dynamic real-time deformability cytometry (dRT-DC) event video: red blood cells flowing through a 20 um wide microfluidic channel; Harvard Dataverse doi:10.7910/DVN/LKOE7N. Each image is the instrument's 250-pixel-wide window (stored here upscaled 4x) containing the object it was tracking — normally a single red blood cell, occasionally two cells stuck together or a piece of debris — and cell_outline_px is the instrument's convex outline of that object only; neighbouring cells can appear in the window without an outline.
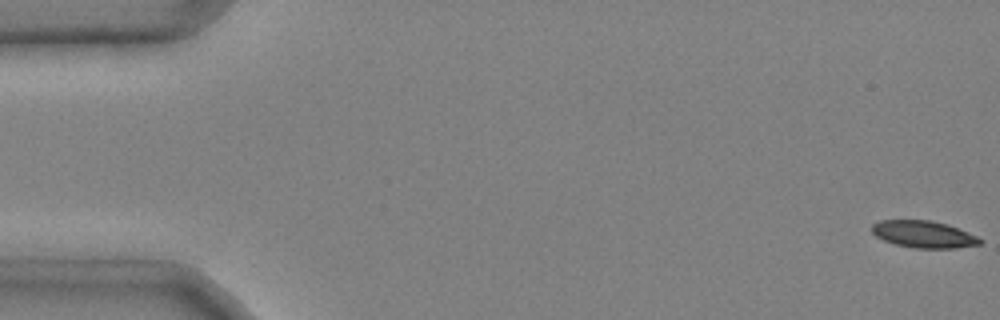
{"species": "common noctule bat (a hibernating species)", "species_latin": "Nyctalus noctula", "temperature_condition": "cold", "stored_images_in_passage": 31, "camera_frame_rate_fps": 3000, "um_per_image_px": 0.085, "animal": {"sex": "male", "body_mass_g": 20.4}, "frame": {"image": 1, "passage_image": 1, "time_ms": 0.0, "image_size_px": [1000, 320], "cell_outline_px": [[984, 240], [980, 244], [956, 248], [912, 248], [896, 244], [884, 240], [876, 236], [872, 232], [872, 224], [880, 220], [932, 220], [948, 224], [976, 236]], "centroid_in_image_um": [78.51, 19.91], "position_along_channel_um": 6.5, "area_um2": 16.99}}
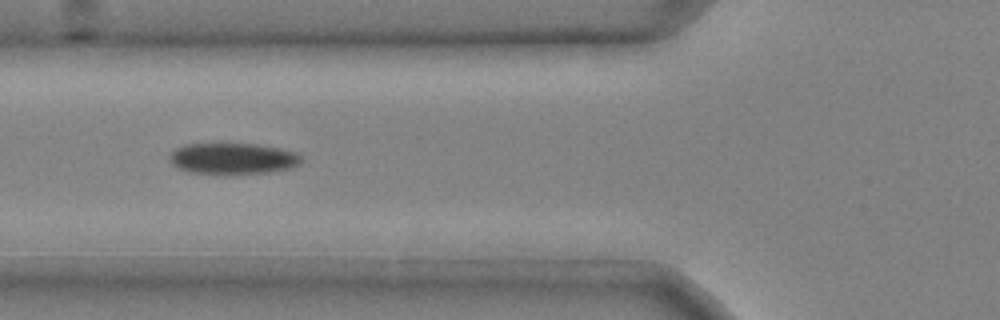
{"frame": {"image": 2, "passage_image": 13, "time_ms": 4.0, "image_size_px": [1000, 320], "cell_outline_px": [[300, 164], [288, 168], [264, 172], [188, 172], [176, 168], [172, 164], [168, 156], [176, 148], [184, 144], [220, 140], [260, 144], [296, 152], [300, 156]], "centroid_in_image_um": [19.7, 13.38], "position_along_channel_um": 106.1, "area_um2": 24.33}}
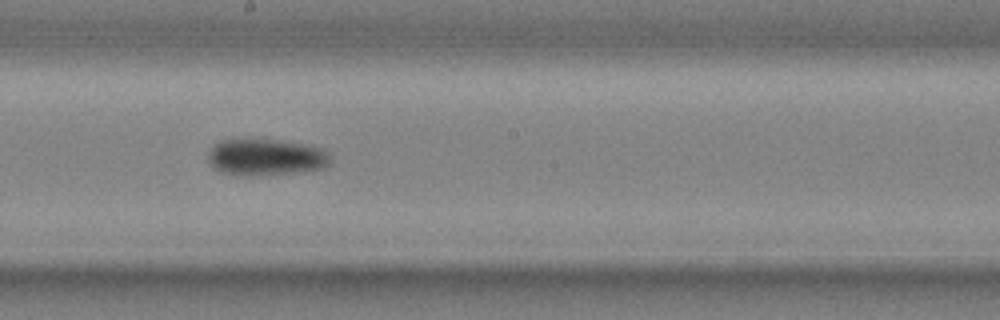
{"frame": {"image": 3, "passage_image": 22, "time_ms": 7.0, "image_size_px": [1000, 320], "cell_outline_px": [[332, 164], [324, 168], [300, 172], [256, 176], [240, 176], [220, 172], [208, 160], [208, 156], [212, 148], [220, 140], [280, 140], [304, 144], [324, 148], [328, 152], [332, 160]], "centroid_in_image_um": [22.68, 13.38], "position_along_channel_um": 225.5, "area_um2": 26.3}}